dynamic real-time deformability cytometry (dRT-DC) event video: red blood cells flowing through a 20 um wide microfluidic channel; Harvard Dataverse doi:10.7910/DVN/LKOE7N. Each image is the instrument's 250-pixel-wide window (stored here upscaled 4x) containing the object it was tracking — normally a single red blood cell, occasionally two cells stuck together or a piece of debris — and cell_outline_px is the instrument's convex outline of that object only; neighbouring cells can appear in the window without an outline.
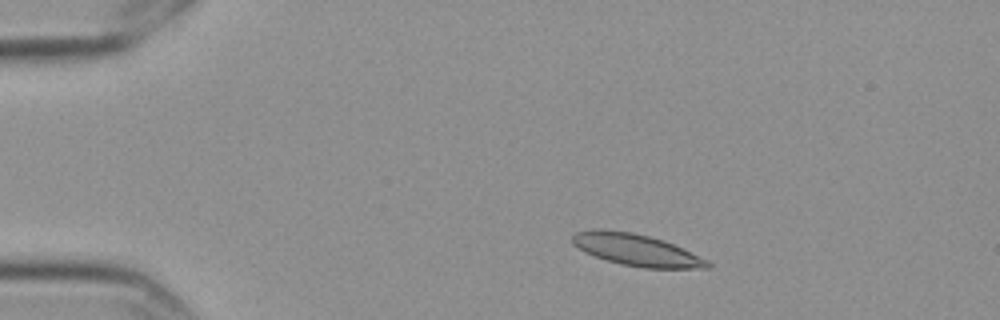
{"species": "Egyptian fruit bat (a non-hibernating species)", "species_latin": "Rousettus aegyptiacus", "temperature_condition": "cold", "stored_images_in_passage": 4, "camera_frame_rate_fps": 3000, "um_per_image_px": 0.085, "frame": {"image": 1, "passage_image": 2, "time_ms": 0.333, "image_size_px": [1000, 320], "cell_outline_px": [[712, 264], [708, 268], [644, 268], [620, 264], [584, 252], [572, 244], [572, 236], [576, 232], [596, 228], [600, 228], [632, 232], [664, 240], [708, 260]], "centroid_in_image_um": [54.06, 21.23], "position_along_channel_um": 30.9, "area_um2": 24.97}}